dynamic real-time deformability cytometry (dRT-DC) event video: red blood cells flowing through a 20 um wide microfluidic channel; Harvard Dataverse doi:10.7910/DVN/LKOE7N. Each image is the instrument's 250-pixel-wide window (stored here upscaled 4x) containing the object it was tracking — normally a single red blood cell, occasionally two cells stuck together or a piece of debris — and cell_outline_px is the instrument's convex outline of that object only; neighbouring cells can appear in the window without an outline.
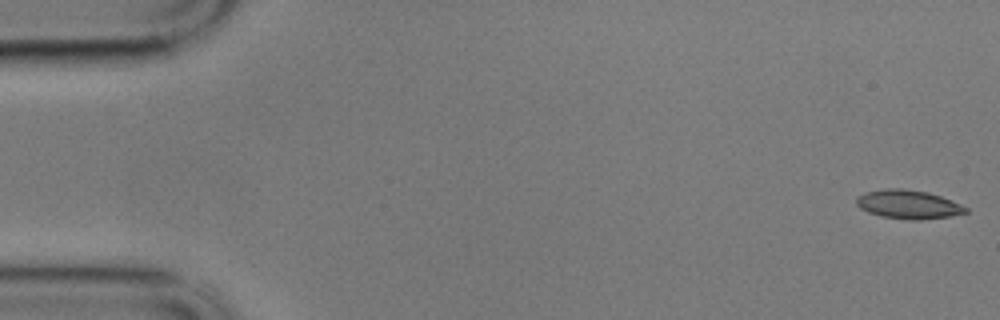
{"species": "common noctule bat (a hibernating species)", "species_latin": "Nyctalus noctula", "temperature_condition": "cold", "stored_images_in_passage": 10, "camera_frame_rate_fps": 3000, "um_per_image_px": 0.085, "animal": {"sex": "male", "body_mass_g": 17.9}, "frame": {"image": 1, "passage_image": 1, "time_ms": 0.0, "image_size_px": [1000, 320], "cell_outline_px": [[968, 212], [948, 216], [920, 220], [908, 220], [880, 216], [868, 212], [860, 208], [856, 204], [856, 196], [864, 192], [888, 188], [900, 188], [928, 192], [940, 196], [960, 204], [968, 208]], "centroid_in_image_um": [77.16, 17.37], "position_along_channel_um": 7.8, "area_um2": 18.32}}